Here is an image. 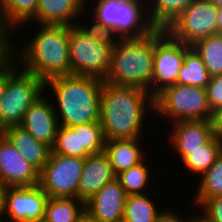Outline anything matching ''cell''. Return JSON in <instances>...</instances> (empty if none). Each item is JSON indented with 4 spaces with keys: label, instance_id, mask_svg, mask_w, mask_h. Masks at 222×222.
<instances>
[{
    "label": "cell",
    "instance_id": "obj_43",
    "mask_svg": "<svg viewBox=\"0 0 222 222\" xmlns=\"http://www.w3.org/2000/svg\"><path fill=\"white\" fill-rule=\"evenodd\" d=\"M211 3H213L214 5H216L217 7L222 5V0H207Z\"/></svg>",
    "mask_w": 222,
    "mask_h": 222
},
{
    "label": "cell",
    "instance_id": "obj_37",
    "mask_svg": "<svg viewBox=\"0 0 222 222\" xmlns=\"http://www.w3.org/2000/svg\"><path fill=\"white\" fill-rule=\"evenodd\" d=\"M215 135L222 141V109L214 114Z\"/></svg>",
    "mask_w": 222,
    "mask_h": 222
},
{
    "label": "cell",
    "instance_id": "obj_36",
    "mask_svg": "<svg viewBox=\"0 0 222 222\" xmlns=\"http://www.w3.org/2000/svg\"><path fill=\"white\" fill-rule=\"evenodd\" d=\"M194 215L195 213H191L188 218H184V216L176 213V210L173 211L172 208L168 207L167 209L163 210V212L158 216L156 222H192Z\"/></svg>",
    "mask_w": 222,
    "mask_h": 222
},
{
    "label": "cell",
    "instance_id": "obj_29",
    "mask_svg": "<svg viewBox=\"0 0 222 222\" xmlns=\"http://www.w3.org/2000/svg\"><path fill=\"white\" fill-rule=\"evenodd\" d=\"M148 161H142L136 166L123 170L116 175V178L121 183L126 195L146 194V187H149L150 174L148 169L150 165H146Z\"/></svg>",
    "mask_w": 222,
    "mask_h": 222
},
{
    "label": "cell",
    "instance_id": "obj_12",
    "mask_svg": "<svg viewBox=\"0 0 222 222\" xmlns=\"http://www.w3.org/2000/svg\"><path fill=\"white\" fill-rule=\"evenodd\" d=\"M48 198L39 184L7 187L4 206L5 222H37L44 220L45 205Z\"/></svg>",
    "mask_w": 222,
    "mask_h": 222
},
{
    "label": "cell",
    "instance_id": "obj_33",
    "mask_svg": "<svg viewBox=\"0 0 222 222\" xmlns=\"http://www.w3.org/2000/svg\"><path fill=\"white\" fill-rule=\"evenodd\" d=\"M11 31V27L0 23V71L6 68L15 59V44L18 46L20 45L13 40L14 32Z\"/></svg>",
    "mask_w": 222,
    "mask_h": 222
},
{
    "label": "cell",
    "instance_id": "obj_10",
    "mask_svg": "<svg viewBox=\"0 0 222 222\" xmlns=\"http://www.w3.org/2000/svg\"><path fill=\"white\" fill-rule=\"evenodd\" d=\"M218 7L207 0H194L166 29L176 40L192 46L217 34Z\"/></svg>",
    "mask_w": 222,
    "mask_h": 222
},
{
    "label": "cell",
    "instance_id": "obj_24",
    "mask_svg": "<svg viewBox=\"0 0 222 222\" xmlns=\"http://www.w3.org/2000/svg\"><path fill=\"white\" fill-rule=\"evenodd\" d=\"M222 153V141L214 135L201 148L191 151L182 161V166L198 178L206 172Z\"/></svg>",
    "mask_w": 222,
    "mask_h": 222
},
{
    "label": "cell",
    "instance_id": "obj_28",
    "mask_svg": "<svg viewBox=\"0 0 222 222\" xmlns=\"http://www.w3.org/2000/svg\"><path fill=\"white\" fill-rule=\"evenodd\" d=\"M211 76L222 75V33L210 35L192 45Z\"/></svg>",
    "mask_w": 222,
    "mask_h": 222
},
{
    "label": "cell",
    "instance_id": "obj_20",
    "mask_svg": "<svg viewBox=\"0 0 222 222\" xmlns=\"http://www.w3.org/2000/svg\"><path fill=\"white\" fill-rule=\"evenodd\" d=\"M141 140V141H140ZM143 139H116L105 141L104 153L108 156L114 173L136 166L144 161Z\"/></svg>",
    "mask_w": 222,
    "mask_h": 222
},
{
    "label": "cell",
    "instance_id": "obj_41",
    "mask_svg": "<svg viewBox=\"0 0 222 222\" xmlns=\"http://www.w3.org/2000/svg\"><path fill=\"white\" fill-rule=\"evenodd\" d=\"M76 222H95V220L86 211H84Z\"/></svg>",
    "mask_w": 222,
    "mask_h": 222
},
{
    "label": "cell",
    "instance_id": "obj_3",
    "mask_svg": "<svg viewBox=\"0 0 222 222\" xmlns=\"http://www.w3.org/2000/svg\"><path fill=\"white\" fill-rule=\"evenodd\" d=\"M104 81L92 76L68 74L45 81V92L51 87L59 125L100 122V99ZM47 89V90H46ZM56 97V98H55Z\"/></svg>",
    "mask_w": 222,
    "mask_h": 222
},
{
    "label": "cell",
    "instance_id": "obj_17",
    "mask_svg": "<svg viewBox=\"0 0 222 222\" xmlns=\"http://www.w3.org/2000/svg\"><path fill=\"white\" fill-rule=\"evenodd\" d=\"M116 174L104 153L88 155L84 159L82 175L78 186V199L86 203L102 187L113 181Z\"/></svg>",
    "mask_w": 222,
    "mask_h": 222
},
{
    "label": "cell",
    "instance_id": "obj_19",
    "mask_svg": "<svg viewBox=\"0 0 222 222\" xmlns=\"http://www.w3.org/2000/svg\"><path fill=\"white\" fill-rule=\"evenodd\" d=\"M14 148L39 172L48 162L52 148L34 139L20 125L7 127L1 132Z\"/></svg>",
    "mask_w": 222,
    "mask_h": 222
},
{
    "label": "cell",
    "instance_id": "obj_44",
    "mask_svg": "<svg viewBox=\"0 0 222 222\" xmlns=\"http://www.w3.org/2000/svg\"><path fill=\"white\" fill-rule=\"evenodd\" d=\"M90 0H86V7L88 8L89 6H88V2H89Z\"/></svg>",
    "mask_w": 222,
    "mask_h": 222
},
{
    "label": "cell",
    "instance_id": "obj_39",
    "mask_svg": "<svg viewBox=\"0 0 222 222\" xmlns=\"http://www.w3.org/2000/svg\"><path fill=\"white\" fill-rule=\"evenodd\" d=\"M7 187L0 183V222H5L4 206H5V192Z\"/></svg>",
    "mask_w": 222,
    "mask_h": 222
},
{
    "label": "cell",
    "instance_id": "obj_9",
    "mask_svg": "<svg viewBox=\"0 0 222 222\" xmlns=\"http://www.w3.org/2000/svg\"><path fill=\"white\" fill-rule=\"evenodd\" d=\"M84 159L51 151L48 162L39 172V185L48 197L78 198Z\"/></svg>",
    "mask_w": 222,
    "mask_h": 222
},
{
    "label": "cell",
    "instance_id": "obj_5",
    "mask_svg": "<svg viewBox=\"0 0 222 222\" xmlns=\"http://www.w3.org/2000/svg\"><path fill=\"white\" fill-rule=\"evenodd\" d=\"M45 93V82L21 70L16 59L7 66V86L0 102V132L20 125L24 113Z\"/></svg>",
    "mask_w": 222,
    "mask_h": 222
},
{
    "label": "cell",
    "instance_id": "obj_11",
    "mask_svg": "<svg viewBox=\"0 0 222 222\" xmlns=\"http://www.w3.org/2000/svg\"><path fill=\"white\" fill-rule=\"evenodd\" d=\"M191 46L174 39L166 30L155 29V51L151 96L176 83L185 52Z\"/></svg>",
    "mask_w": 222,
    "mask_h": 222
},
{
    "label": "cell",
    "instance_id": "obj_1",
    "mask_svg": "<svg viewBox=\"0 0 222 222\" xmlns=\"http://www.w3.org/2000/svg\"><path fill=\"white\" fill-rule=\"evenodd\" d=\"M148 108L150 113H154V98L148 91L104 82L100 99V124L105 140L143 139V124Z\"/></svg>",
    "mask_w": 222,
    "mask_h": 222
},
{
    "label": "cell",
    "instance_id": "obj_31",
    "mask_svg": "<svg viewBox=\"0 0 222 222\" xmlns=\"http://www.w3.org/2000/svg\"><path fill=\"white\" fill-rule=\"evenodd\" d=\"M52 152L60 155L86 158L88 154L80 149L79 131L60 125Z\"/></svg>",
    "mask_w": 222,
    "mask_h": 222
},
{
    "label": "cell",
    "instance_id": "obj_14",
    "mask_svg": "<svg viewBox=\"0 0 222 222\" xmlns=\"http://www.w3.org/2000/svg\"><path fill=\"white\" fill-rule=\"evenodd\" d=\"M170 125L168 144L179 154L181 161L215 135L213 120L178 121Z\"/></svg>",
    "mask_w": 222,
    "mask_h": 222
},
{
    "label": "cell",
    "instance_id": "obj_34",
    "mask_svg": "<svg viewBox=\"0 0 222 222\" xmlns=\"http://www.w3.org/2000/svg\"><path fill=\"white\" fill-rule=\"evenodd\" d=\"M206 93L210 110L215 114L222 109V75L210 77Z\"/></svg>",
    "mask_w": 222,
    "mask_h": 222
},
{
    "label": "cell",
    "instance_id": "obj_32",
    "mask_svg": "<svg viewBox=\"0 0 222 222\" xmlns=\"http://www.w3.org/2000/svg\"><path fill=\"white\" fill-rule=\"evenodd\" d=\"M90 18L91 21L93 20V24L91 22L90 26L82 24L80 22V18L76 23V26L82 31V33L97 41L99 44L114 48L121 38L112 28L106 27L102 23L98 22L94 17Z\"/></svg>",
    "mask_w": 222,
    "mask_h": 222
},
{
    "label": "cell",
    "instance_id": "obj_25",
    "mask_svg": "<svg viewBox=\"0 0 222 222\" xmlns=\"http://www.w3.org/2000/svg\"><path fill=\"white\" fill-rule=\"evenodd\" d=\"M150 198L148 191L146 194L126 195L123 219L127 222H156L164 209L158 210V205Z\"/></svg>",
    "mask_w": 222,
    "mask_h": 222
},
{
    "label": "cell",
    "instance_id": "obj_35",
    "mask_svg": "<svg viewBox=\"0 0 222 222\" xmlns=\"http://www.w3.org/2000/svg\"><path fill=\"white\" fill-rule=\"evenodd\" d=\"M199 207L201 216L208 222H222V197L206 199Z\"/></svg>",
    "mask_w": 222,
    "mask_h": 222
},
{
    "label": "cell",
    "instance_id": "obj_26",
    "mask_svg": "<svg viewBox=\"0 0 222 222\" xmlns=\"http://www.w3.org/2000/svg\"><path fill=\"white\" fill-rule=\"evenodd\" d=\"M39 0H0V23L14 28L27 25L35 15Z\"/></svg>",
    "mask_w": 222,
    "mask_h": 222
},
{
    "label": "cell",
    "instance_id": "obj_6",
    "mask_svg": "<svg viewBox=\"0 0 222 222\" xmlns=\"http://www.w3.org/2000/svg\"><path fill=\"white\" fill-rule=\"evenodd\" d=\"M154 114L169 120L178 121L213 120L206 88L173 84L164 88L154 97ZM157 113V114H156Z\"/></svg>",
    "mask_w": 222,
    "mask_h": 222
},
{
    "label": "cell",
    "instance_id": "obj_2",
    "mask_svg": "<svg viewBox=\"0 0 222 222\" xmlns=\"http://www.w3.org/2000/svg\"><path fill=\"white\" fill-rule=\"evenodd\" d=\"M35 33L32 39H22V45L15 47L18 51L15 59L20 68L44 82L70 74V26L41 24Z\"/></svg>",
    "mask_w": 222,
    "mask_h": 222
},
{
    "label": "cell",
    "instance_id": "obj_15",
    "mask_svg": "<svg viewBox=\"0 0 222 222\" xmlns=\"http://www.w3.org/2000/svg\"><path fill=\"white\" fill-rule=\"evenodd\" d=\"M51 101L43 94L24 113L20 126L34 139L52 148L60 125Z\"/></svg>",
    "mask_w": 222,
    "mask_h": 222
},
{
    "label": "cell",
    "instance_id": "obj_21",
    "mask_svg": "<svg viewBox=\"0 0 222 222\" xmlns=\"http://www.w3.org/2000/svg\"><path fill=\"white\" fill-rule=\"evenodd\" d=\"M193 1L194 0H146L148 19L155 29L166 30Z\"/></svg>",
    "mask_w": 222,
    "mask_h": 222
},
{
    "label": "cell",
    "instance_id": "obj_38",
    "mask_svg": "<svg viewBox=\"0 0 222 222\" xmlns=\"http://www.w3.org/2000/svg\"><path fill=\"white\" fill-rule=\"evenodd\" d=\"M7 86V67L0 71V102L2 101Z\"/></svg>",
    "mask_w": 222,
    "mask_h": 222
},
{
    "label": "cell",
    "instance_id": "obj_27",
    "mask_svg": "<svg viewBox=\"0 0 222 222\" xmlns=\"http://www.w3.org/2000/svg\"><path fill=\"white\" fill-rule=\"evenodd\" d=\"M199 181L193 200L200 206L206 199L222 197V153L217 157L215 163L204 172Z\"/></svg>",
    "mask_w": 222,
    "mask_h": 222
},
{
    "label": "cell",
    "instance_id": "obj_13",
    "mask_svg": "<svg viewBox=\"0 0 222 222\" xmlns=\"http://www.w3.org/2000/svg\"><path fill=\"white\" fill-rule=\"evenodd\" d=\"M0 183L6 187L39 184V171L0 133Z\"/></svg>",
    "mask_w": 222,
    "mask_h": 222
},
{
    "label": "cell",
    "instance_id": "obj_4",
    "mask_svg": "<svg viewBox=\"0 0 222 222\" xmlns=\"http://www.w3.org/2000/svg\"><path fill=\"white\" fill-rule=\"evenodd\" d=\"M155 30L142 38L120 39L111 51L110 69L104 82L139 87L151 95Z\"/></svg>",
    "mask_w": 222,
    "mask_h": 222
},
{
    "label": "cell",
    "instance_id": "obj_45",
    "mask_svg": "<svg viewBox=\"0 0 222 222\" xmlns=\"http://www.w3.org/2000/svg\"><path fill=\"white\" fill-rule=\"evenodd\" d=\"M118 222H127V221H125L124 219H122V220H120V221H118Z\"/></svg>",
    "mask_w": 222,
    "mask_h": 222
},
{
    "label": "cell",
    "instance_id": "obj_18",
    "mask_svg": "<svg viewBox=\"0 0 222 222\" xmlns=\"http://www.w3.org/2000/svg\"><path fill=\"white\" fill-rule=\"evenodd\" d=\"M84 9H86V0H39L36 13L29 22L33 21L32 24L37 22V26L38 24L75 26L78 18L87 13Z\"/></svg>",
    "mask_w": 222,
    "mask_h": 222
},
{
    "label": "cell",
    "instance_id": "obj_16",
    "mask_svg": "<svg viewBox=\"0 0 222 222\" xmlns=\"http://www.w3.org/2000/svg\"><path fill=\"white\" fill-rule=\"evenodd\" d=\"M125 198V191L115 178L85 203V211L95 222H118L123 219Z\"/></svg>",
    "mask_w": 222,
    "mask_h": 222
},
{
    "label": "cell",
    "instance_id": "obj_7",
    "mask_svg": "<svg viewBox=\"0 0 222 222\" xmlns=\"http://www.w3.org/2000/svg\"><path fill=\"white\" fill-rule=\"evenodd\" d=\"M92 10L98 22L112 28L121 39L142 38L155 28L147 16L146 0H95Z\"/></svg>",
    "mask_w": 222,
    "mask_h": 222
},
{
    "label": "cell",
    "instance_id": "obj_22",
    "mask_svg": "<svg viewBox=\"0 0 222 222\" xmlns=\"http://www.w3.org/2000/svg\"><path fill=\"white\" fill-rule=\"evenodd\" d=\"M85 211V203L75 197H49L45 205L46 222H76Z\"/></svg>",
    "mask_w": 222,
    "mask_h": 222
},
{
    "label": "cell",
    "instance_id": "obj_30",
    "mask_svg": "<svg viewBox=\"0 0 222 222\" xmlns=\"http://www.w3.org/2000/svg\"><path fill=\"white\" fill-rule=\"evenodd\" d=\"M70 128L79 131L80 149L88 155L104 152L106 140L100 122L75 125Z\"/></svg>",
    "mask_w": 222,
    "mask_h": 222
},
{
    "label": "cell",
    "instance_id": "obj_8",
    "mask_svg": "<svg viewBox=\"0 0 222 222\" xmlns=\"http://www.w3.org/2000/svg\"><path fill=\"white\" fill-rule=\"evenodd\" d=\"M112 49L86 36L76 25L70 26V74L104 81L110 69Z\"/></svg>",
    "mask_w": 222,
    "mask_h": 222
},
{
    "label": "cell",
    "instance_id": "obj_40",
    "mask_svg": "<svg viewBox=\"0 0 222 222\" xmlns=\"http://www.w3.org/2000/svg\"><path fill=\"white\" fill-rule=\"evenodd\" d=\"M217 33H222V5L218 7Z\"/></svg>",
    "mask_w": 222,
    "mask_h": 222
},
{
    "label": "cell",
    "instance_id": "obj_42",
    "mask_svg": "<svg viewBox=\"0 0 222 222\" xmlns=\"http://www.w3.org/2000/svg\"><path fill=\"white\" fill-rule=\"evenodd\" d=\"M196 215H194L192 222H208L205 218H203L201 216V214L199 215V214L196 213Z\"/></svg>",
    "mask_w": 222,
    "mask_h": 222
},
{
    "label": "cell",
    "instance_id": "obj_23",
    "mask_svg": "<svg viewBox=\"0 0 222 222\" xmlns=\"http://www.w3.org/2000/svg\"><path fill=\"white\" fill-rule=\"evenodd\" d=\"M211 75L206 69L201 56L191 46L186 52L176 84L203 87L209 83Z\"/></svg>",
    "mask_w": 222,
    "mask_h": 222
}]
</instances>
